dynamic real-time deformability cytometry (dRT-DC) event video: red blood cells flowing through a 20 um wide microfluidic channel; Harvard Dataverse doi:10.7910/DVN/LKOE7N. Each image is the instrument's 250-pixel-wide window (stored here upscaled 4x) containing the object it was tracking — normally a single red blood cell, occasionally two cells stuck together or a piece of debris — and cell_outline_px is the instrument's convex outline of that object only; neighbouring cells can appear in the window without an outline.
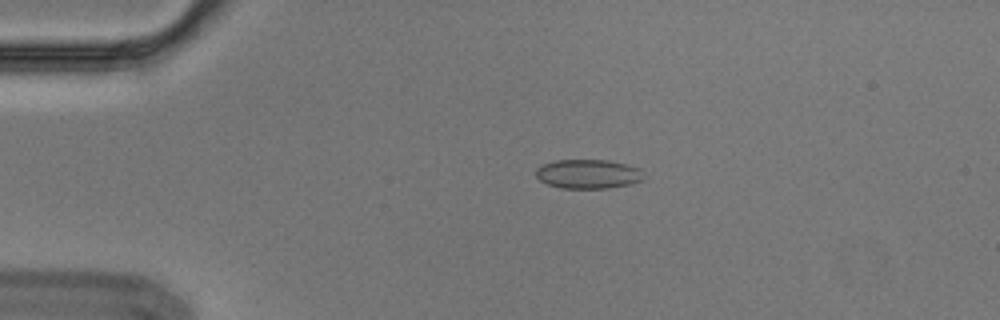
{"species": "Egyptian fruit bat (a non-hibernating species)", "species_latin": "Rousettus aegyptiacus", "temperature_condition": "cold", "stored_images_in_passage": 5, "camera_frame_rate_fps": 3000, "um_per_image_px": 0.085, "animal": {"sex": "male"}, "frame": {"image": 1, "passage_image": 3, "time_ms": 0.667, "image_size_px": [1000, 320], "cell_outline_px": [[644, 180], [628, 184], [608, 188], [560, 188], [548, 184], [540, 180], [536, 176], [536, 168], [540, 164], [556, 160], [608, 160], [640, 168], [644, 176]], "centroid_in_image_um": [49.97, 14.78], "position_along_channel_um": 35.0, "area_um2": 18.38}}
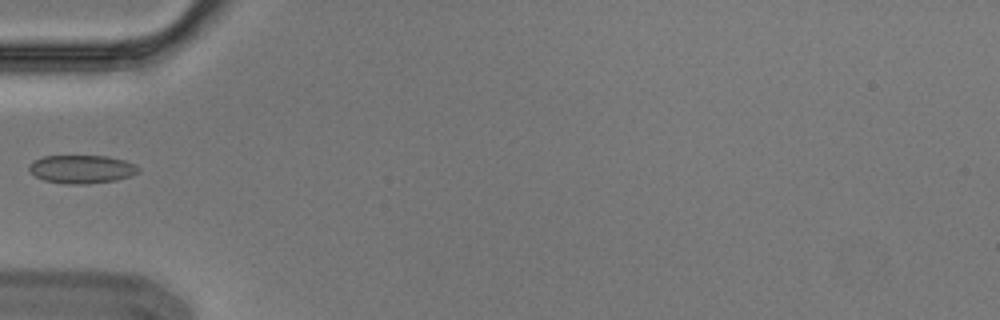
{"frame": {"image": 2, "passage_image": 5, "time_ms": 1.333, "image_size_px": [1000, 320], "cell_outline_px": [[140, 172], [132, 176], [116, 180], [88, 184], [64, 184], [44, 180], [36, 176], [28, 168], [28, 164], [44, 156], [108, 156], [124, 160], [136, 164], [140, 168]], "centroid_in_image_um": [7.0, 14.38], "position_along_channel_um": 78.0, "area_um2": 18.15}}